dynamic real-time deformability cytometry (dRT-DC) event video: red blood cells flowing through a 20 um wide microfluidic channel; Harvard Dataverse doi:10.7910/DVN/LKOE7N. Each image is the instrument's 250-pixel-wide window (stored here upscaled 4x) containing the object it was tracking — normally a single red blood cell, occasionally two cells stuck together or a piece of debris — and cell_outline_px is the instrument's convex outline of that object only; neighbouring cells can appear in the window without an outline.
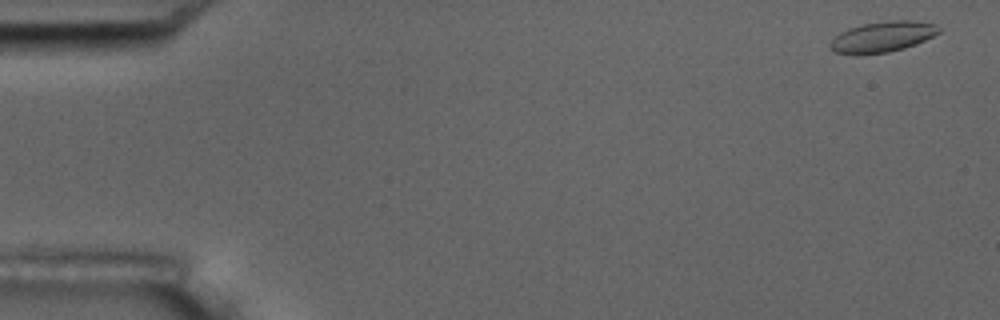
{"species": "common noctule bat (a hibernating species)", "species_latin": "Nyctalus noctula", "temperature_condition": "room temperature", "stored_images_in_passage": 5, "segment_of_instrument_passage": [1, 2], "camera_frame_rate_fps": 3000, "um_per_image_px": 0.085, "animal": {"sex": "male", "body_mass_g": 17.5, "forearm_length_mm": 52.3}, "frame": {"image": 1, "passage_image": 1, "time_ms": 0.0, "image_size_px": [1000, 320], "cell_outline_px": [[940, 32], [916, 44], [904, 48], [888, 52], [856, 56], [836, 52], [828, 44], [840, 32], [848, 28], [864, 24], [892, 20], [912, 20], [936, 24], [940, 28]], "centroid_in_image_um": [75.0, 3.14], "position_along_channel_um": 10.0, "area_um2": 19.48}}